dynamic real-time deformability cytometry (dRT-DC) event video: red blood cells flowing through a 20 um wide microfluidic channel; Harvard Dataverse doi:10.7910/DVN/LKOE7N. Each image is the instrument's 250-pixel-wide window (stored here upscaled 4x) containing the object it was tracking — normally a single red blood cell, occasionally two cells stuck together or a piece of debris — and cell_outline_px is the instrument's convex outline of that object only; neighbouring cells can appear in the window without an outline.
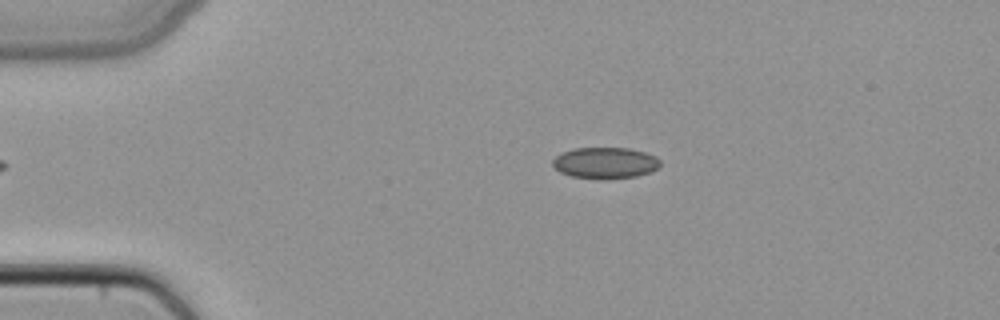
{"species": "common noctule bat (a hibernating species)", "species_latin": "Nyctalus noctula", "temperature_condition": "cold", "stored_images_in_passage": 48, "camera_frame_rate_fps": 3000, "um_per_image_px": 0.085, "animal": {"sex": "female", "body_mass_g": 22.7, "forearm_length_mm": 54.2}, "frame": {"image": 1, "passage_image": 10, "time_ms": 3.0, "image_size_px": [1000, 320], "cell_outline_px": [[660, 168], [652, 172], [636, 176], [604, 180], [572, 176], [560, 172], [552, 164], [552, 160], [556, 156], [572, 148], [628, 148], [644, 152], [656, 156], [660, 160]], "centroid_in_image_um": [51.47, 13.86], "position_along_channel_um": 33.5, "area_um2": 19.77}}
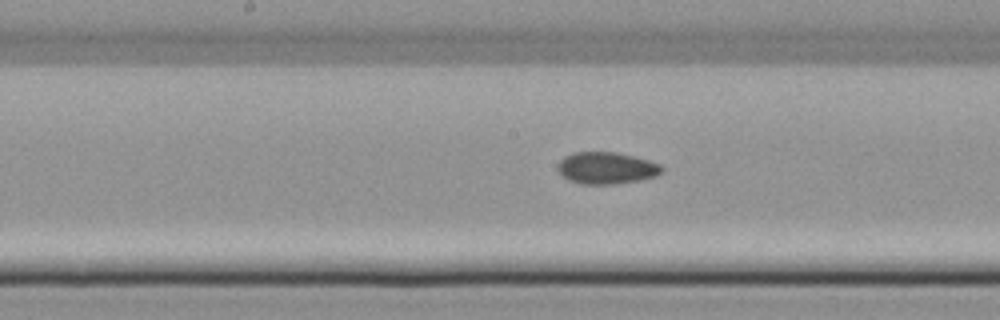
{"frame": {"image": 2, "passage_image": 25, "time_ms": 8.0, "image_size_px": [1000, 320], "cell_outline_px": [[664, 172], [656, 176], [640, 180], [616, 184], [580, 184], [568, 180], [556, 168], [560, 160], [564, 156], [572, 152], [616, 152], [648, 160], [660, 164], [664, 168]], "centroid_in_image_um": [51.55, 14.28], "position_along_channel_um": 196.6, "area_um2": 19.48}}
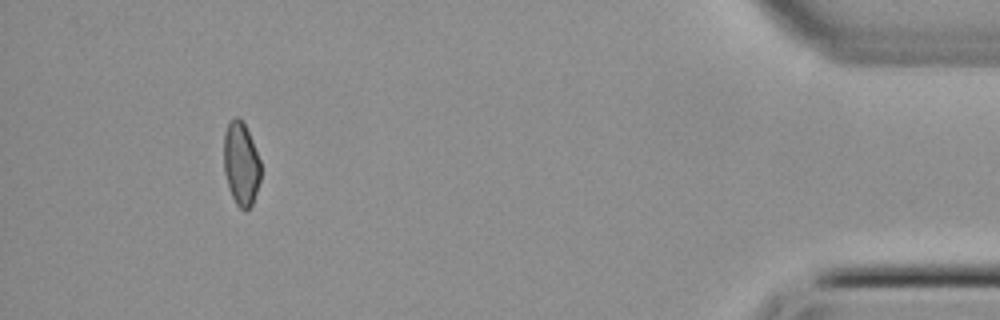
{"frame": {"image": 3, "passage_image": 45, "time_ms": 14.667, "image_size_px": [1000, 320], "cell_outline_px": [[260, 180], [252, 204], [244, 212], [236, 204], [232, 196], [224, 172], [224, 132], [228, 120], [236, 116], [244, 124], [252, 140], [260, 160]], "centroid_in_image_um": [20.48, 13.91], "position_along_channel_um": 414.7, "area_um2": 17.86}}